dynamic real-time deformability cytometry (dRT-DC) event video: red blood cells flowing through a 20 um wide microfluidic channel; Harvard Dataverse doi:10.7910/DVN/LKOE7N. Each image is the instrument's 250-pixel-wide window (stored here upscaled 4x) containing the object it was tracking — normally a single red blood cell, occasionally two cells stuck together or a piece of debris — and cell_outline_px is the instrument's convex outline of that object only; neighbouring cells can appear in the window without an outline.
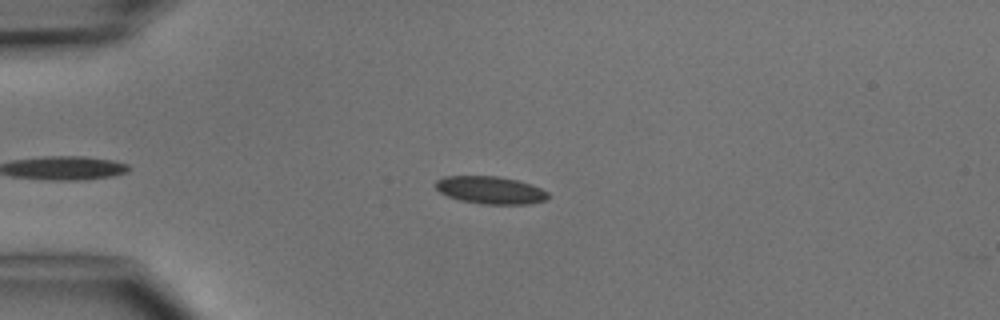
{"species": "common noctule bat (a hibernating species)", "species_latin": "Nyctalus noctula", "temperature_condition": "cold", "stored_images_in_passage": 5, "camera_frame_rate_fps": 3000, "um_per_image_px": 0.085, "animal": {"sex": "male", "body_mass_g": 15.6}, "frame": {"image": 1, "passage_image": 3, "time_ms": 2.0, "image_size_px": [1000, 320], "cell_outline_px": [[548, 200], [528, 204], [480, 204], [460, 200], [448, 196], [440, 192], [436, 188], [436, 180], [444, 176], [500, 176], [532, 184], [548, 192]], "centroid_in_image_um": [41.7, 16.16], "position_along_channel_um": 43.3, "area_um2": 18.15}}